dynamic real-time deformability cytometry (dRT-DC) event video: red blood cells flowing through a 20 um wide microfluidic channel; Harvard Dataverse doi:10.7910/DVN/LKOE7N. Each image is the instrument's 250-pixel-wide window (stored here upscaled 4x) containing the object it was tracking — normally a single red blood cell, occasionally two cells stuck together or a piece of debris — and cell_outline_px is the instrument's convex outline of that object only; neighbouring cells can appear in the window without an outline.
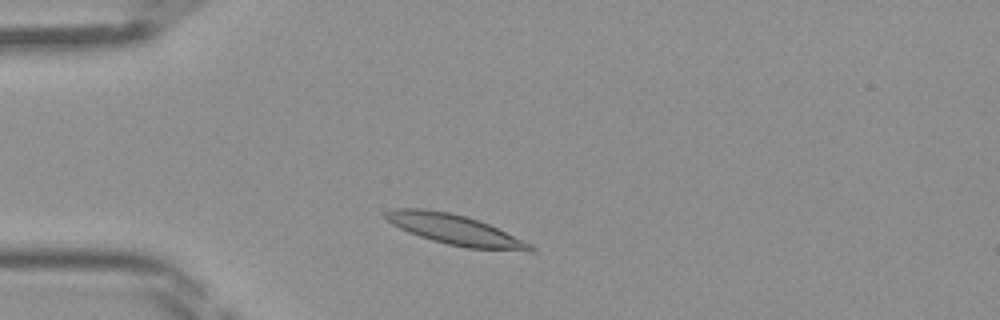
{"species": "Egyptian fruit bat (a non-hibernating species)", "species_latin": "Rousettus aegyptiacus", "temperature_condition": "room temperature", "stored_images_in_passage": 38, "camera_frame_rate_fps": 3000, "um_per_image_px": 0.085, "frame": {"image": 1, "passage_image": 4, "time_ms": 1.0, "image_size_px": [1000, 320], "cell_outline_px": [[536, 248], [532, 252], [528, 252], [468, 248], [448, 244], [432, 240], [408, 232], [392, 224], [384, 216], [384, 212], [392, 208], [424, 208], [448, 212], [464, 216], [488, 224], [532, 244]], "centroid_in_image_um": [38.69, 19.54], "position_along_channel_um": 46.3, "area_um2": 25.37}}
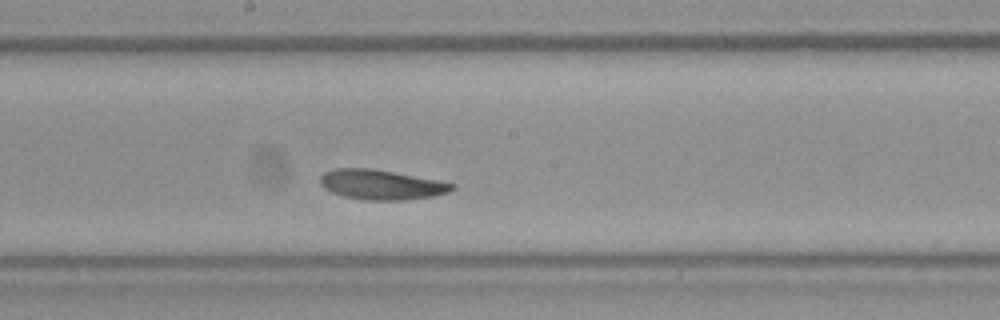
{"frame": {"image": 2, "passage_image": 17, "time_ms": 5.333, "image_size_px": [1000, 320], "cell_outline_px": [[456, 188], [448, 192], [432, 196], [404, 200], [364, 200], [344, 196], [332, 192], [324, 188], [320, 184], [320, 176], [324, 172], [336, 168], [372, 168], [436, 180], [456, 184]], "centroid_in_image_um": [32.39, 15.69], "position_along_channel_um": 215.8, "area_um2": 22.83}}
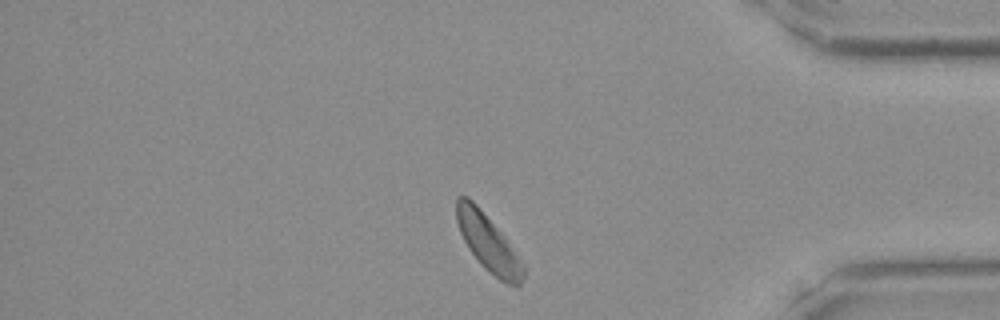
{"frame": {"image": 3, "passage_image": 31, "time_ms": 10.0, "image_size_px": [1000, 320], "cell_outline_px": [[524, 276], [520, 284], [516, 288], [500, 280], [484, 268], [468, 248], [460, 232], [456, 220], [456, 196], [468, 196], [480, 208], [504, 236], [524, 264]], "centroid_in_image_um": [41.49, 20.65], "position_along_channel_um": 393.7, "area_um2": 21.96}}